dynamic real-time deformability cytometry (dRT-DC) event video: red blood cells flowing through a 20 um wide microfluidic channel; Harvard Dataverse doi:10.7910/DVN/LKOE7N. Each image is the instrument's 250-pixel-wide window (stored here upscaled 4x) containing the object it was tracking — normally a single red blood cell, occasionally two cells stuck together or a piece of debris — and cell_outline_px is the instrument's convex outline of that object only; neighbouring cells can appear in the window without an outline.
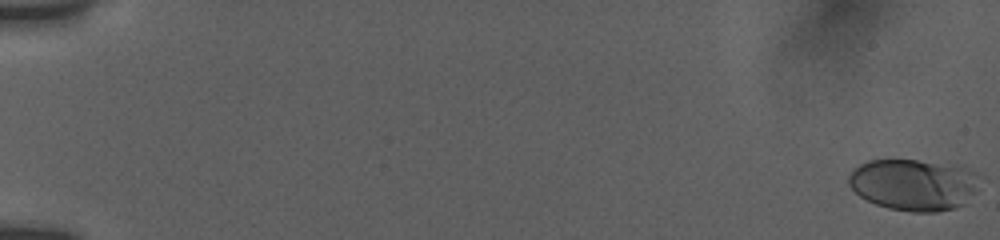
{"species": "human", "species_latin": "Homo sapiens", "temperature_condition": "room temperature", "stored_images_in_passage": 15, "camera_frame_rate_fps": 3000, "um_per_image_px": 0.085, "donor": {"sex": "female"}, "frame": {"image": 1, "passage_image": 1, "time_ms": 0.0, "image_size_px": [1000, 240], "cell_outline_px": [[980, 176], [964, 204], [952, 208], [936, 212], [912, 212], [888, 208], [876, 204], [860, 196], [848, 184], [848, 176], [852, 168], [868, 160], [916, 160], [964, 164]], "centroid_in_image_um": [77.64, 15.66], "position_along_channel_um": 7.4, "area_um2": 39.48}}
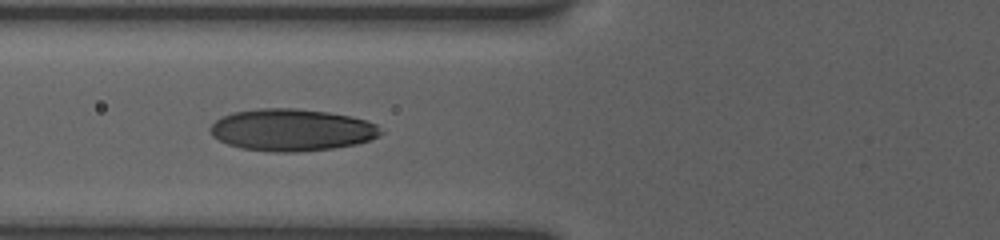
{"frame": {"image": 2, "passage_image": 12, "time_ms": 7.667, "image_size_px": [1000, 240], "cell_outline_px": [[384, 132], [380, 136], [356, 144], [332, 148], [296, 152], [272, 152], [240, 148], [228, 144], [212, 136], [212, 124], [216, 120], [232, 112], [260, 108], [296, 108], [328, 112], [352, 116], [368, 120], [376, 124]], "centroid_in_image_um": [24.84, 11.04], "position_along_channel_um": 101.0, "area_um2": 41.79}}
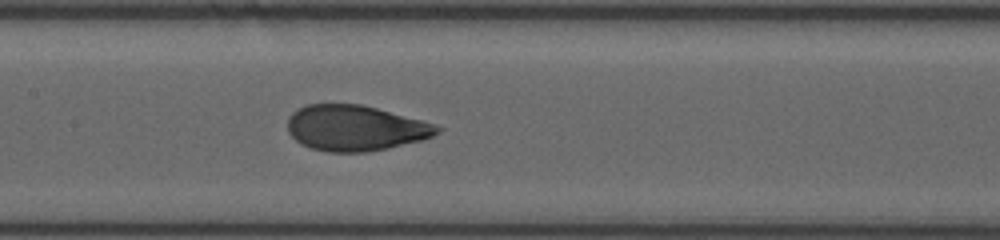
{"frame": {"image": 3, "passage_image": 15, "time_ms": 9.667, "image_size_px": [1000, 240], "cell_outline_px": [[444, 128], [440, 132], [432, 136], [420, 140], [388, 148], [364, 152], [328, 152], [312, 148], [300, 144], [288, 132], [288, 116], [292, 112], [308, 104], [360, 104], [376, 108], [420, 120]], "centroid_in_image_um": [30.17, 10.88], "position_along_channel_um": 177.2, "area_um2": 39.42}}